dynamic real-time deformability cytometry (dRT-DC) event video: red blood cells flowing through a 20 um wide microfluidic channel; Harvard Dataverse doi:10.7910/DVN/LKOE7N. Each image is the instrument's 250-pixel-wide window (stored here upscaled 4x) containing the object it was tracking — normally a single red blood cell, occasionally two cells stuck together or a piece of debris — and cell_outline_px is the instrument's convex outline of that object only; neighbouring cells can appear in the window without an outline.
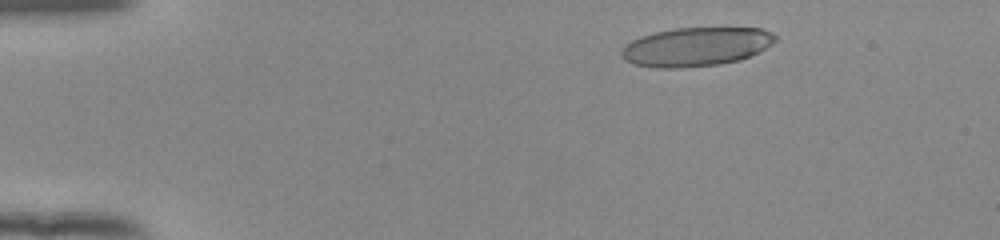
{"species": "human", "species_latin": "Homo sapiens", "temperature_condition": "room temperature", "stored_images_in_passage": 49, "camera_frame_rate_fps": 3000, "um_per_image_px": 0.085, "donor": {"sex": "female"}, "frame": {"image": 1, "passage_image": 5, "time_ms": 1.333, "image_size_px": [1000, 240], "cell_outline_px": [[776, 40], [772, 44], [740, 60], [720, 64], [680, 68], [656, 68], [632, 64], [624, 60], [620, 56], [620, 52], [624, 44], [640, 36], [652, 32], [672, 28], [760, 28], [772, 32], [776, 36]], "centroid_in_image_um": [59.09, 3.97], "position_along_channel_um": 25.9, "area_um2": 35.08}}
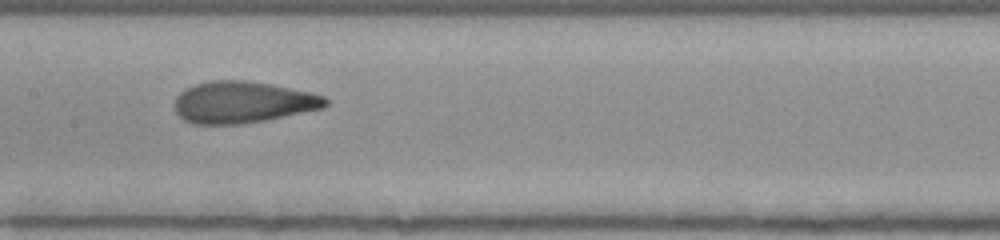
{"frame": {"image": 2, "passage_image": 24, "time_ms": 7.667, "image_size_px": [1000, 240], "cell_outline_px": [[328, 104], [324, 108], [264, 120], [236, 124], [192, 124], [184, 120], [176, 112], [176, 96], [180, 92], [196, 84], [212, 80], [240, 80], [272, 84], [312, 92], [324, 96], [328, 100]], "centroid_in_image_um": [20.65, 8.68], "position_along_channel_um": 186.7, "area_um2": 36.41}}
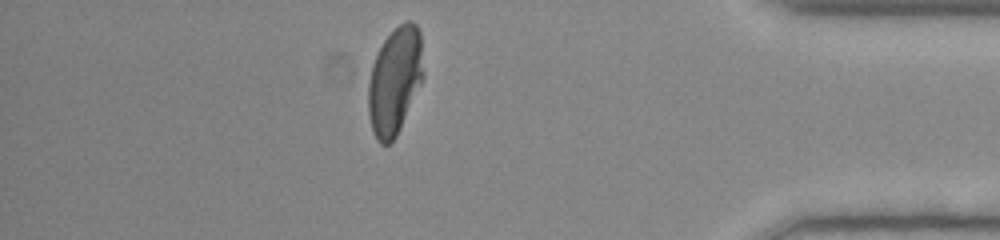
{"frame": {"image": 3, "passage_image": 43, "time_ms": 14.0, "image_size_px": [1000, 240], "cell_outline_px": [[424, 76], [400, 128], [396, 136], [388, 144], [380, 144], [376, 140], [372, 132], [368, 112], [368, 84], [372, 64], [384, 40], [400, 24], [408, 20], [412, 20], [416, 24], [420, 32], [424, 72]], "centroid_in_image_um": [33.56, 6.87], "position_along_channel_um": 401.6, "area_um2": 34.33}, "authors_computed_cell_mechanics": {"area_um2": 35.7204, "velocity_mm_per_s": 3.916, "shape_relaxation_time_tau1_ms": 7.2813, "shape_relaxation_time_tau2_ms": 0.889, "deformation_change_tau1": 0.248, "deformation_change_tau2": 0.0778}}